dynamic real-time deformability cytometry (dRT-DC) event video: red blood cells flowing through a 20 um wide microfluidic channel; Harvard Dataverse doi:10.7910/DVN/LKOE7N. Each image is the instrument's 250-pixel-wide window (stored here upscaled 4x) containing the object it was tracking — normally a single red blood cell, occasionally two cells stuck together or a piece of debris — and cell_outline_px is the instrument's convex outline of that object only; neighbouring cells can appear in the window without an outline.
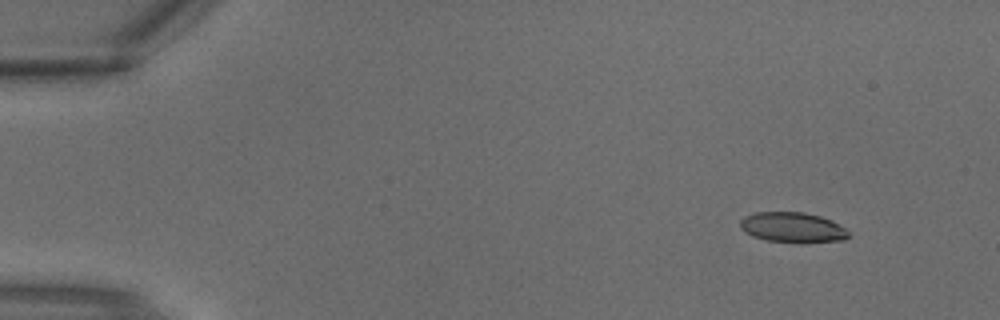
{"species": "common noctule bat (a hibernating species)", "species_latin": "Nyctalus noctula", "temperature_condition": "warm", "stored_images_in_passage": 3, "camera_frame_rate_fps": 3000, "um_per_image_px": 0.085, "animal": {"sex": "male", "body_mass_g": 18.8}, "frame": {"image": 1, "passage_image": 2, "time_ms": 0.333, "image_size_px": [1000, 320], "cell_outline_px": [[848, 236], [844, 240], [804, 244], [800, 244], [768, 240], [752, 236], [740, 228], [740, 220], [744, 216], [756, 212], [804, 212], [820, 216], [832, 220], [844, 228], [848, 232]], "centroid_in_image_um": [67.37, 19.35], "position_along_channel_um": 17.6, "area_um2": 19.36}}